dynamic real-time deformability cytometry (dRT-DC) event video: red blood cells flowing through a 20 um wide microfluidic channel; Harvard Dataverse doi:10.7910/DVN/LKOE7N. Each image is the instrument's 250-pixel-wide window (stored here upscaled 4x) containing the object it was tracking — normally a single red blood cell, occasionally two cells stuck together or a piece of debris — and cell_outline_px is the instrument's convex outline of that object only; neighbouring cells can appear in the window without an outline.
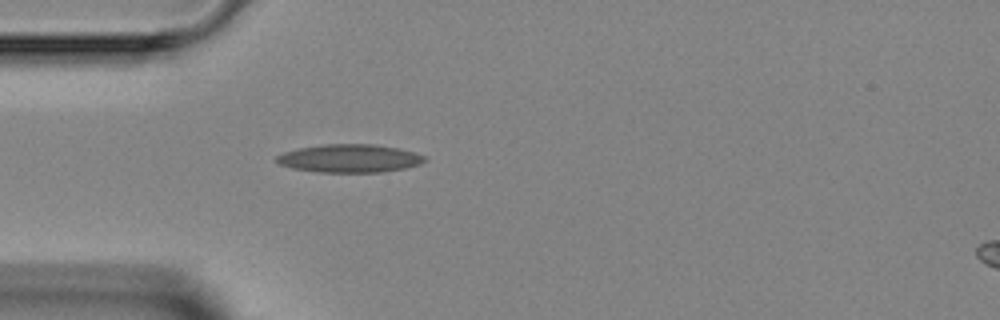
{"species": "Egyptian fruit bat (a non-hibernating species)", "species_latin": "Rousettus aegyptiacus", "temperature_condition": "room temperature", "stored_images_in_passage": 1, "camera_frame_rate_fps": 3000, "um_per_image_px": 0.085, "animal": {"sex": "female"}, "frame": {"image": 1, "passage_image": 1, "time_ms": 0.0, "image_size_px": [1000, 320], "cell_outline_px": [[428, 160], [420, 164], [404, 168], [384, 172], [320, 172], [292, 168], [280, 164], [276, 160], [276, 156], [284, 152], [300, 148], [324, 144], [372, 144], [400, 148], [416, 152], [424, 156]], "centroid_in_image_um": [29.76, 13.46], "position_along_channel_um": 55.2, "area_um2": 24.28}}